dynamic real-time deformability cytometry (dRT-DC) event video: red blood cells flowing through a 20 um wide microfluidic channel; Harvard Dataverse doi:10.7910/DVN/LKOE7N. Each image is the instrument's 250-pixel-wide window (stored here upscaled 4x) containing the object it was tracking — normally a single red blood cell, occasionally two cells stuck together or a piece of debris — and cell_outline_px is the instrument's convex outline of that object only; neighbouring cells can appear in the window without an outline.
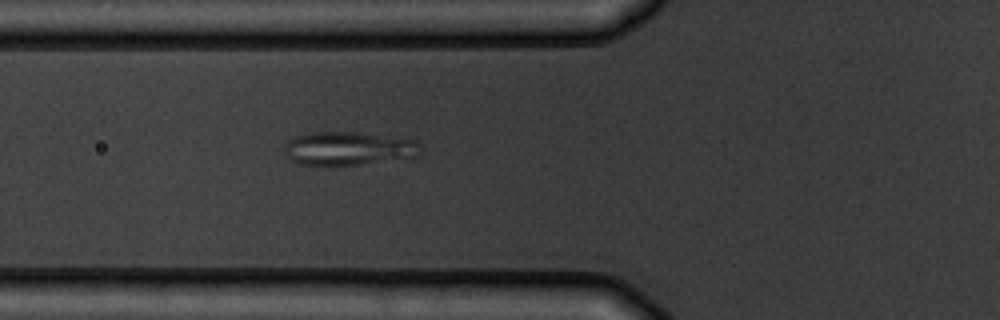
{"species": "common noctule bat (a hibernating species)", "species_latin": "Nyctalus noctula", "temperature_condition": "warm", "stored_images_in_passage": 2, "camera_frame_rate_fps": 3000, "um_per_image_px": 0.085, "animal": {"sex": "male", "body_mass_g": 19.5, "forearm_length_mm": 54.6}, "frame": {"image": 1, "passage_image": 2, "time_ms": 1.0, "image_size_px": [1000, 320], "cell_outline_px": [[420, 152], [416, 156], [360, 164], [304, 164], [292, 160], [284, 152], [284, 144], [288, 140], [296, 136], [312, 132], [356, 132], [416, 140], [420, 144]], "centroid_in_image_um": [29.6, 12.6], "position_along_channel_um": 96.2, "area_um2": 26.01}}